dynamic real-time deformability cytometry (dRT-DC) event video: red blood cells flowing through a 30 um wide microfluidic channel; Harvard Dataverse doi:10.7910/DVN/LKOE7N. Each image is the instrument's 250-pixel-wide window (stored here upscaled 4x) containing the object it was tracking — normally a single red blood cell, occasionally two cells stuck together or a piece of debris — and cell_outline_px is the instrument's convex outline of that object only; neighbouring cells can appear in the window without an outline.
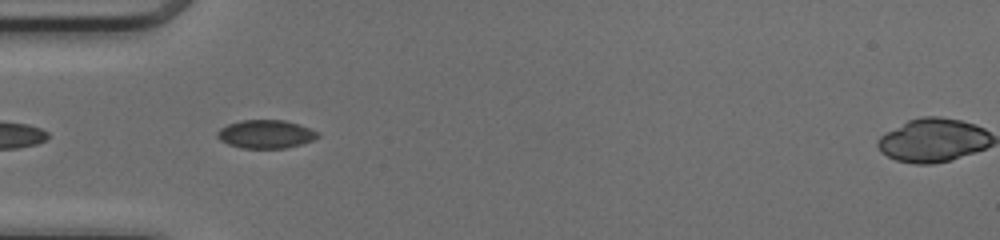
{"species": "common noctule bat (a hibernating species)", "species_latin": "Nyctalus noctula", "temperature_condition": "cold", "stored_images_in_passage": 6, "camera_frame_rate_fps": 3000, "um_per_image_px": 0.085, "animal": {"sex": "female", "body_mass_g": 17.0, "forearm_length_mm": 48.0}, "frame": {"image": 1, "passage_image": 2, "time_ms": 0.333, "image_size_px": [1000, 240], "cell_outline_px": [[320, 136], [312, 140], [300, 144], [284, 148], [240, 148], [228, 144], [220, 140], [216, 136], [216, 132], [220, 128], [228, 124], [240, 120], [284, 120], [320, 132]], "centroid_in_image_um": [22.55, 11.4], "position_along_channel_um": 62.4, "area_um2": 16.53}}